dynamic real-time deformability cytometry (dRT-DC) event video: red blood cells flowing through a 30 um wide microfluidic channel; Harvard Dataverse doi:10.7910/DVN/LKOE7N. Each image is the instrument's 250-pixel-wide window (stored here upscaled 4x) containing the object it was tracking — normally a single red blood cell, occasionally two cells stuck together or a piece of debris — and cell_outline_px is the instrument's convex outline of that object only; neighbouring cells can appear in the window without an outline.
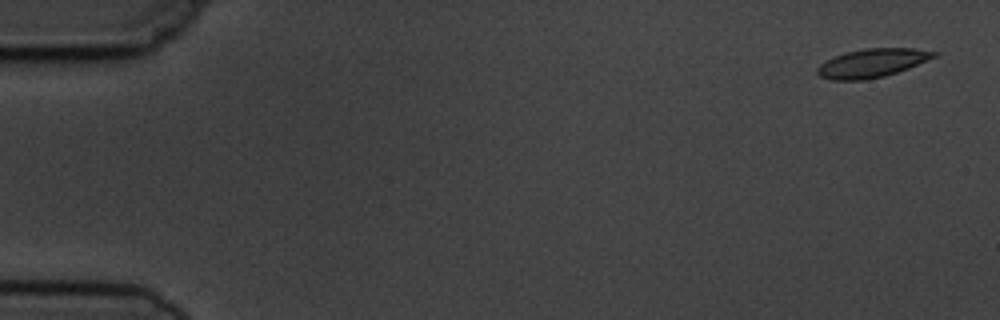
{"species": "common noctule bat (a hibernating species)", "species_latin": "Nyctalus noctula", "temperature_condition": "cold", "stored_images_in_passage": 5, "camera_frame_rate_fps": 3000, "um_per_image_px": 0.085, "animal": {"sex": "male", "body_mass_g": 19.5, "forearm_length_mm": 54.6}, "frame": {"image": 1, "passage_image": 1, "time_ms": 0.0, "image_size_px": [1000, 320], "cell_outline_px": [[940, 52], [936, 56], [908, 68], [884, 76], [864, 80], [832, 80], [820, 76], [816, 72], [816, 68], [820, 64], [832, 56], [844, 52], [864, 48], [912, 48]], "centroid_in_image_um": [74.08, 5.35], "position_along_channel_um": 10.9, "area_um2": 19.48}}
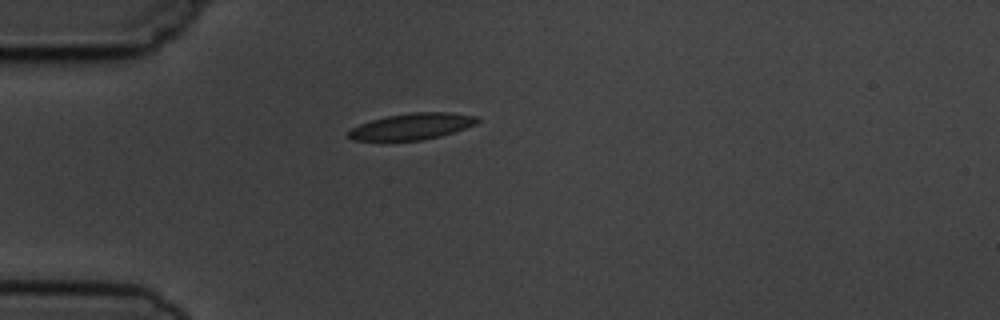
{"frame": {"image": 2, "passage_image": 4, "time_ms": 4.333, "image_size_px": [1000, 320], "cell_outline_px": [[480, 120], [476, 124], [440, 136], [424, 140], [352, 140], [348, 136], [348, 132], [352, 128], [360, 124], [372, 120], [388, 116], [412, 112], [452, 112], [476, 116]], "centroid_in_image_um": [35.04, 10.74], "position_along_channel_um": 50.0, "area_um2": 19.54}}